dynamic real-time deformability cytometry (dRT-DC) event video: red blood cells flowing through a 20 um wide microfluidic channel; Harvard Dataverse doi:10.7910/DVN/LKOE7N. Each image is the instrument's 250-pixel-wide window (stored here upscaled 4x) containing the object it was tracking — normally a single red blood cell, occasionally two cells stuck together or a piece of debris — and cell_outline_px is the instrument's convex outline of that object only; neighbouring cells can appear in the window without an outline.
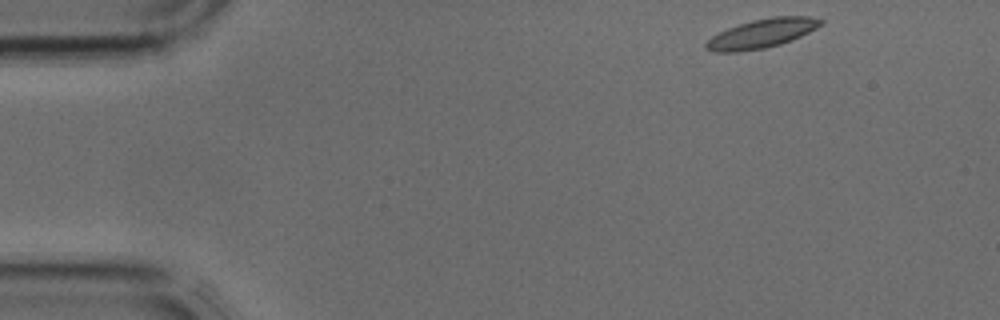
{"species": "common noctule bat (a hibernating species)", "species_latin": "Nyctalus noctula", "temperature_condition": "cold", "stored_images_in_passage": 6, "camera_frame_rate_fps": 3000, "um_per_image_px": 0.085, "animal": {"sex": "male", "body_mass_g": 17.9, "forearm_length_mm": 54.2}, "frame": {"image": 1, "passage_image": 1, "time_ms": 0.0, "image_size_px": [1000, 320], "cell_outline_px": [[824, 24], [792, 40], [780, 44], [764, 48], [736, 52], [712, 52], [704, 48], [704, 44], [712, 36], [728, 28], [752, 20], [772, 16], [808, 16], [824, 20]], "centroid_in_image_um": [64.75, 2.84], "position_along_channel_um": 20.2, "area_um2": 19.36}}